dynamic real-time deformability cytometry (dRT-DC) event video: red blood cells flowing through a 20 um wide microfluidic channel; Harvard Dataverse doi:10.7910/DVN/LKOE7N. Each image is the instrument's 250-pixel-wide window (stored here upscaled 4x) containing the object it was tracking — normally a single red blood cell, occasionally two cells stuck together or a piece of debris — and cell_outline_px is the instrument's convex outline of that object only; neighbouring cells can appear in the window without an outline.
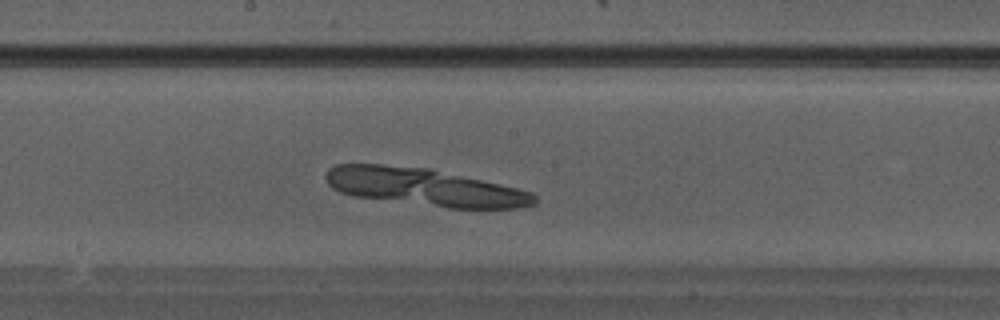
{"species": "Egyptian fruit bat (a non-hibernating species)", "species_latin": "Rousettus aegyptiacus", "temperature_condition": "warm", "stored_images_in_passage": 18, "camera_frame_rate_fps": 3000, "um_per_image_px": 0.085, "animal": {"sex": "male"}, "frame": {"image": 1, "passage_image": 11, "time_ms": 3.333, "image_size_px": [1000, 320], "cell_outline_px": [[536, 204], [520, 208], [448, 208], [352, 196], [340, 192], [332, 188], [328, 184], [324, 176], [328, 168], [336, 164], [384, 164], [428, 168], [516, 188], [532, 192], [536, 196]], "centroid_in_image_um": [36.03, 15.9], "position_along_channel_um": 212.2, "area_um2": 45.55}}